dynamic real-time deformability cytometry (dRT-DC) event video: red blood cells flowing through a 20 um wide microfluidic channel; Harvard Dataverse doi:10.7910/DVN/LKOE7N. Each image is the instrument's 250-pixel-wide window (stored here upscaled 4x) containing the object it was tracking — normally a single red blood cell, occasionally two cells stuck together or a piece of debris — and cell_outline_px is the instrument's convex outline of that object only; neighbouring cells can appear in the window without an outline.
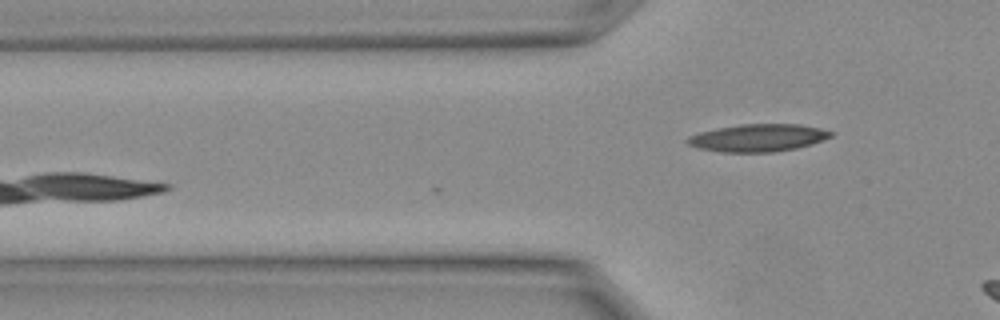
{"species": "Egyptian fruit bat (a non-hibernating species)", "species_latin": "Rousettus aegyptiacus", "temperature_condition": "warm", "stored_images_in_passage": 5, "camera_frame_rate_fps": 3000, "um_per_image_px": 0.085, "animal": {"sex": "female"}, "frame": {"image": 1, "passage_image": 5, "time_ms": 1.333, "image_size_px": [1000, 320], "cell_outline_px": [[832, 136], [824, 140], [812, 144], [796, 148], [772, 152], [720, 152], [696, 148], [688, 144], [684, 140], [688, 136], [700, 132], [740, 124], [796, 124], [820, 128], [832, 132]], "centroid_in_image_um": [64.4, 11.72], "position_along_channel_um": 61.4, "area_um2": 22.95}}